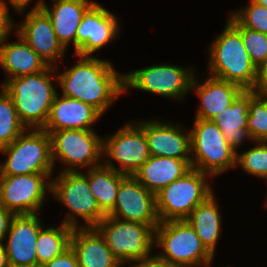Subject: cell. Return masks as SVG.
Returning <instances> with one entry per match:
<instances>
[{"instance_id":"8","label":"cell","mask_w":267,"mask_h":267,"mask_svg":"<svg viewBox=\"0 0 267 267\" xmlns=\"http://www.w3.org/2000/svg\"><path fill=\"white\" fill-rule=\"evenodd\" d=\"M95 228L121 263L150 257L155 242V230L150 225L106 216Z\"/></svg>"},{"instance_id":"5","label":"cell","mask_w":267,"mask_h":267,"mask_svg":"<svg viewBox=\"0 0 267 267\" xmlns=\"http://www.w3.org/2000/svg\"><path fill=\"white\" fill-rule=\"evenodd\" d=\"M208 175L191 168L182 177L162 188L155 195L159 222L186 220L199 204L213 194L205 180Z\"/></svg>"},{"instance_id":"35","label":"cell","mask_w":267,"mask_h":267,"mask_svg":"<svg viewBox=\"0 0 267 267\" xmlns=\"http://www.w3.org/2000/svg\"><path fill=\"white\" fill-rule=\"evenodd\" d=\"M8 10L5 0H0V44L7 38L14 26Z\"/></svg>"},{"instance_id":"37","label":"cell","mask_w":267,"mask_h":267,"mask_svg":"<svg viewBox=\"0 0 267 267\" xmlns=\"http://www.w3.org/2000/svg\"><path fill=\"white\" fill-rule=\"evenodd\" d=\"M14 216L15 214L12 211L0 204V243H2L3 238L8 234L7 232Z\"/></svg>"},{"instance_id":"17","label":"cell","mask_w":267,"mask_h":267,"mask_svg":"<svg viewBox=\"0 0 267 267\" xmlns=\"http://www.w3.org/2000/svg\"><path fill=\"white\" fill-rule=\"evenodd\" d=\"M24 22L18 28L17 34L33 48L36 53L49 65L63 57L66 51L58 41L48 15L42 11H30ZM51 61V62H50Z\"/></svg>"},{"instance_id":"9","label":"cell","mask_w":267,"mask_h":267,"mask_svg":"<svg viewBox=\"0 0 267 267\" xmlns=\"http://www.w3.org/2000/svg\"><path fill=\"white\" fill-rule=\"evenodd\" d=\"M54 180H51V193L59 202L65 204L72 214L75 213L73 216L78 215L85 220L87 226L84 227H95L106 217L92 195L85 174L71 167L62 171Z\"/></svg>"},{"instance_id":"24","label":"cell","mask_w":267,"mask_h":267,"mask_svg":"<svg viewBox=\"0 0 267 267\" xmlns=\"http://www.w3.org/2000/svg\"><path fill=\"white\" fill-rule=\"evenodd\" d=\"M17 43L0 44V65L9 79L44 71L49 65L17 34Z\"/></svg>"},{"instance_id":"31","label":"cell","mask_w":267,"mask_h":267,"mask_svg":"<svg viewBox=\"0 0 267 267\" xmlns=\"http://www.w3.org/2000/svg\"><path fill=\"white\" fill-rule=\"evenodd\" d=\"M259 145L237 155V164L252 175L267 178V141H258ZM261 143V144H260Z\"/></svg>"},{"instance_id":"7","label":"cell","mask_w":267,"mask_h":267,"mask_svg":"<svg viewBox=\"0 0 267 267\" xmlns=\"http://www.w3.org/2000/svg\"><path fill=\"white\" fill-rule=\"evenodd\" d=\"M190 142L192 168L213 176L237 165L238 153L211 120L195 119Z\"/></svg>"},{"instance_id":"22","label":"cell","mask_w":267,"mask_h":267,"mask_svg":"<svg viewBox=\"0 0 267 267\" xmlns=\"http://www.w3.org/2000/svg\"><path fill=\"white\" fill-rule=\"evenodd\" d=\"M197 85V86H196ZM196 86V92L201 99L196 118L211 120L223 109L233 104V101L244 90L238 84L210 76L201 84L193 78L191 88Z\"/></svg>"},{"instance_id":"41","label":"cell","mask_w":267,"mask_h":267,"mask_svg":"<svg viewBox=\"0 0 267 267\" xmlns=\"http://www.w3.org/2000/svg\"><path fill=\"white\" fill-rule=\"evenodd\" d=\"M254 1L267 8V0H254Z\"/></svg>"},{"instance_id":"4","label":"cell","mask_w":267,"mask_h":267,"mask_svg":"<svg viewBox=\"0 0 267 267\" xmlns=\"http://www.w3.org/2000/svg\"><path fill=\"white\" fill-rule=\"evenodd\" d=\"M154 243L165 251L157 256L168 267L205 265L214 257L187 220L159 222Z\"/></svg>"},{"instance_id":"27","label":"cell","mask_w":267,"mask_h":267,"mask_svg":"<svg viewBox=\"0 0 267 267\" xmlns=\"http://www.w3.org/2000/svg\"><path fill=\"white\" fill-rule=\"evenodd\" d=\"M214 195L199 204L186 219L201 239L202 244L214 256L221 229V217Z\"/></svg>"},{"instance_id":"3","label":"cell","mask_w":267,"mask_h":267,"mask_svg":"<svg viewBox=\"0 0 267 267\" xmlns=\"http://www.w3.org/2000/svg\"><path fill=\"white\" fill-rule=\"evenodd\" d=\"M54 71L53 66H48L42 72L6 80L2 85L26 128L42 129L48 120L57 94L51 85L50 74Z\"/></svg>"},{"instance_id":"14","label":"cell","mask_w":267,"mask_h":267,"mask_svg":"<svg viewBox=\"0 0 267 267\" xmlns=\"http://www.w3.org/2000/svg\"><path fill=\"white\" fill-rule=\"evenodd\" d=\"M107 216L148 224L155 230L159 224L155 194L134 176H126L121 181L114 208Z\"/></svg>"},{"instance_id":"23","label":"cell","mask_w":267,"mask_h":267,"mask_svg":"<svg viewBox=\"0 0 267 267\" xmlns=\"http://www.w3.org/2000/svg\"><path fill=\"white\" fill-rule=\"evenodd\" d=\"M184 159L150 156L134 173V177L155 195L191 169Z\"/></svg>"},{"instance_id":"30","label":"cell","mask_w":267,"mask_h":267,"mask_svg":"<svg viewBox=\"0 0 267 267\" xmlns=\"http://www.w3.org/2000/svg\"><path fill=\"white\" fill-rule=\"evenodd\" d=\"M247 129L252 140L267 141V104L265 99L253 90H249V115Z\"/></svg>"},{"instance_id":"15","label":"cell","mask_w":267,"mask_h":267,"mask_svg":"<svg viewBox=\"0 0 267 267\" xmlns=\"http://www.w3.org/2000/svg\"><path fill=\"white\" fill-rule=\"evenodd\" d=\"M118 22L116 17L94 3L83 16L76 33V55L90 56L103 45L116 38Z\"/></svg>"},{"instance_id":"33","label":"cell","mask_w":267,"mask_h":267,"mask_svg":"<svg viewBox=\"0 0 267 267\" xmlns=\"http://www.w3.org/2000/svg\"><path fill=\"white\" fill-rule=\"evenodd\" d=\"M240 34L251 62L257 67L267 58V34L247 29L241 24Z\"/></svg>"},{"instance_id":"6","label":"cell","mask_w":267,"mask_h":267,"mask_svg":"<svg viewBox=\"0 0 267 267\" xmlns=\"http://www.w3.org/2000/svg\"><path fill=\"white\" fill-rule=\"evenodd\" d=\"M8 154L0 164V176L53 173L51 138L44 129L22 132L11 144L0 148Z\"/></svg>"},{"instance_id":"25","label":"cell","mask_w":267,"mask_h":267,"mask_svg":"<svg viewBox=\"0 0 267 267\" xmlns=\"http://www.w3.org/2000/svg\"><path fill=\"white\" fill-rule=\"evenodd\" d=\"M249 115V90H243L233 104L223 109L211 118L221 130L223 136L235 150L243 139H251L247 129V117Z\"/></svg>"},{"instance_id":"29","label":"cell","mask_w":267,"mask_h":267,"mask_svg":"<svg viewBox=\"0 0 267 267\" xmlns=\"http://www.w3.org/2000/svg\"><path fill=\"white\" fill-rule=\"evenodd\" d=\"M27 128L20 121L10 95L0 94V148L11 144Z\"/></svg>"},{"instance_id":"19","label":"cell","mask_w":267,"mask_h":267,"mask_svg":"<svg viewBox=\"0 0 267 267\" xmlns=\"http://www.w3.org/2000/svg\"><path fill=\"white\" fill-rule=\"evenodd\" d=\"M95 3L88 0H55L49 10L44 0L39 1L31 11H44L51 20L58 41L66 49L74 43L76 52V33L84 13Z\"/></svg>"},{"instance_id":"16","label":"cell","mask_w":267,"mask_h":267,"mask_svg":"<svg viewBox=\"0 0 267 267\" xmlns=\"http://www.w3.org/2000/svg\"><path fill=\"white\" fill-rule=\"evenodd\" d=\"M41 228L36 214L13 217L4 245L10 267H37L36 243Z\"/></svg>"},{"instance_id":"32","label":"cell","mask_w":267,"mask_h":267,"mask_svg":"<svg viewBox=\"0 0 267 267\" xmlns=\"http://www.w3.org/2000/svg\"><path fill=\"white\" fill-rule=\"evenodd\" d=\"M250 4L245 10L231 14L243 27L263 34H267V8L249 0Z\"/></svg>"},{"instance_id":"1","label":"cell","mask_w":267,"mask_h":267,"mask_svg":"<svg viewBox=\"0 0 267 267\" xmlns=\"http://www.w3.org/2000/svg\"><path fill=\"white\" fill-rule=\"evenodd\" d=\"M78 63L56 76L63 95L92 105L102 115L123 92L124 75H119L109 61L92 56H77Z\"/></svg>"},{"instance_id":"34","label":"cell","mask_w":267,"mask_h":267,"mask_svg":"<svg viewBox=\"0 0 267 267\" xmlns=\"http://www.w3.org/2000/svg\"><path fill=\"white\" fill-rule=\"evenodd\" d=\"M43 267H80L74 251L69 247L61 255L47 262Z\"/></svg>"},{"instance_id":"13","label":"cell","mask_w":267,"mask_h":267,"mask_svg":"<svg viewBox=\"0 0 267 267\" xmlns=\"http://www.w3.org/2000/svg\"><path fill=\"white\" fill-rule=\"evenodd\" d=\"M104 151L105 155L120 163L121 169L115 168L112 160L108 159L104 165L127 176H133L150 157L144 130L137 123L128 124L114 136L103 138Z\"/></svg>"},{"instance_id":"18","label":"cell","mask_w":267,"mask_h":267,"mask_svg":"<svg viewBox=\"0 0 267 267\" xmlns=\"http://www.w3.org/2000/svg\"><path fill=\"white\" fill-rule=\"evenodd\" d=\"M138 125L144 130L150 156L184 159L191 165L190 132L184 134L180 127L155 120Z\"/></svg>"},{"instance_id":"39","label":"cell","mask_w":267,"mask_h":267,"mask_svg":"<svg viewBox=\"0 0 267 267\" xmlns=\"http://www.w3.org/2000/svg\"><path fill=\"white\" fill-rule=\"evenodd\" d=\"M30 1L31 0H9L10 4L13 6V9L17 10L18 12L23 11Z\"/></svg>"},{"instance_id":"26","label":"cell","mask_w":267,"mask_h":267,"mask_svg":"<svg viewBox=\"0 0 267 267\" xmlns=\"http://www.w3.org/2000/svg\"><path fill=\"white\" fill-rule=\"evenodd\" d=\"M58 228H41L36 243L37 266H43L61 255L70 247V238L73 228H77V222L72 214Z\"/></svg>"},{"instance_id":"12","label":"cell","mask_w":267,"mask_h":267,"mask_svg":"<svg viewBox=\"0 0 267 267\" xmlns=\"http://www.w3.org/2000/svg\"><path fill=\"white\" fill-rule=\"evenodd\" d=\"M188 69L172 65H153L136 70L124 75V88H137L169 98H181L191 89L194 78V72Z\"/></svg>"},{"instance_id":"40","label":"cell","mask_w":267,"mask_h":267,"mask_svg":"<svg viewBox=\"0 0 267 267\" xmlns=\"http://www.w3.org/2000/svg\"><path fill=\"white\" fill-rule=\"evenodd\" d=\"M0 267H10L7 253L3 243H0Z\"/></svg>"},{"instance_id":"11","label":"cell","mask_w":267,"mask_h":267,"mask_svg":"<svg viewBox=\"0 0 267 267\" xmlns=\"http://www.w3.org/2000/svg\"><path fill=\"white\" fill-rule=\"evenodd\" d=\"M52 173L0 176V204L15 215L36 214L44 202L45 191H51Z\"/></svg>"},{"instance_id":"28","label":"cell","mask_w":267,"mask_h":267,"mask_svg":"<svg viewBox=\"0 0 267 267\" xmlns=\"http://www.w3.org/2000/svg\"><path fill=\"white\" fill-rule=\"evenodd\" d=\"M127 175L104 164L88 170V183L100 210L107 216L114 208L121 181Z\"/></svg>"},{"instance_id":"10","label":"cell","mask_w":267,"mask_h":267,"mask_svg":"<svg viewBox=\"0 0 267 267\" xmlns=\"http://www.w3.org/2000/svg\"><path fill=\"white\" fill-rule=\"evenodd\" d=\"M51 138L52 160H62L70 166H99L103 154V139L93 130L67 129L46 131Z\"/></svg>"},{"instance_id":"38","label":"cell","mask_w":267,"mask_h":267,"mask_svg":"<svg viewBox=\"0 0 267 267\" xmlns=\"http://www.w3.org/2000/svg\"><path fill=\"white\" fill-rule=\"evenodd\" d=\"M137 262V264H134L133 266L131 265L130 267H168L165 263H163L157 255H155V257H147V258H143V259H132V260H128L125 262H122V264L126 263V262Z\"/></svg>"},{"instance_id":"20","label":"cell","mask_w":267,"mask_h":267,"mask_svg":"<svg viewBox=\"0 0 267 267\" xmlns=\"http://www.w3.org/2000/svg\"><path fill=\"white\" fill-rule=\"evenodd\" d=\"M101 115L90 104L64 95L59 98L56 94L48 120L42 129L45 131L92 130L89 126L94 124Z\"/></svg>"},{"instance_id":"42","label":"cell","mask_w":267,"mask_h":267,"mask_svg":"<svg viewBox=\"0 0 267 267\" xmlns=\"http://www.w3.org/2000/svg\"><path fill=\"white\" fill-rule=\"evenodd\" d=\"M260 95L265 99L266 104H267V93H260Z\"/></svg>"},{"instance_id":"21","label":"cell","mask_w":267,"mask_h":267,"mask_svg":"<svg viewBox=\"0 0 267 267\" xmlns=\"http://www.w3.org/2000/svg\"><path fill=\"white\" fill-rule=\"evenodd\" d=\"M70 247L80 267H120L103 236L95 227L73 228Z\"/></svg>"},{"instance_id":"43","label":"cell","mask_w":267,"mask_h":267,"mask_svg":"<svg viewBox=\"0 0 267 267\" xmlns=\"http://www.w3.org/2000/svg\"><path fill=\"white\" fill-rule=\"evenodd\" d=\"M210 264H212V263L205 264L204 267H209ZM185 267H193V266H185ZM195 267H196V266H195Z\"/></svg>"},{"instance_id":"36","label":"cell","mask_w":267,"mask_h":267,"mask_svg":"<svg viewBox=\"0 0 267 267\" xmlns=\"http://www.w3.org/2000/svg\"><path fill=\"white\" fill-rule=\"evenodd\" d=\"M255 93H267V58L256 67Z\"/></svg>"},{"instance_id":"2","label":"cell","mask_w":267,"mask_h":267,"mask_svg":"<svg viewBox=\"0 0 267 267\" xmlns=\"http://www.w3.org/2000/svg\"><path fill=\"white\" fill-rule=\"evenodd\" d=\"M210 47L211 76L252 90L256 80V66L251 62L240 34V23L232 16Z\"/></svg>"}]
</instances>
